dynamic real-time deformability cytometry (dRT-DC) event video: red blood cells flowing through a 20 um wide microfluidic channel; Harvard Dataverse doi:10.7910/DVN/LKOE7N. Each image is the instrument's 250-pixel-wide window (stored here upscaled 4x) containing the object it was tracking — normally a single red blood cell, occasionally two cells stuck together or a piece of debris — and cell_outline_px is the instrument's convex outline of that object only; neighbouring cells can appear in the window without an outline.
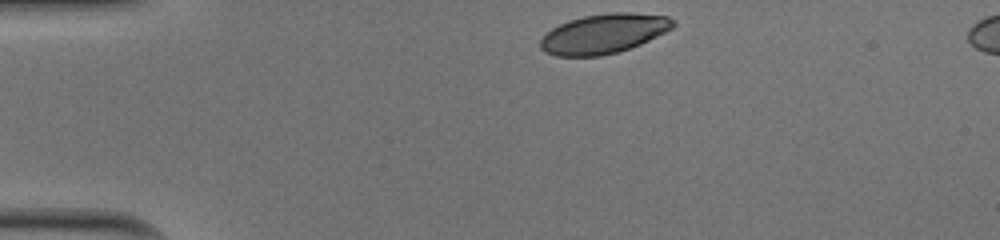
{"species": "human", "species_latin": "Homo sapiens", "temperature_condition": "cold", "stored_images_in_passage": 32, "camera_frame_rate_fps": 3000, "um_per_image_px": 0.085, "donor": {"sex": "male"}, "frame": {"image": 1, "passage_image": 1, "time_ms": 0.0, "image_size_px": [1000, 240], "cell_outline_px": [[676, 24], [672, 28], [640, 44], [620, 52], [600, 56], [556, 56], [544, 52], [540, 48], [540, 40], [552, 28], [568, 20], [584, 16], [608, 12], [632, 12], [668, 16], [676, 20]], "centroid_in_image_um": [51.33, 2.86], "position_along_channel_um": 33.7, "area_um2": 30.75}}
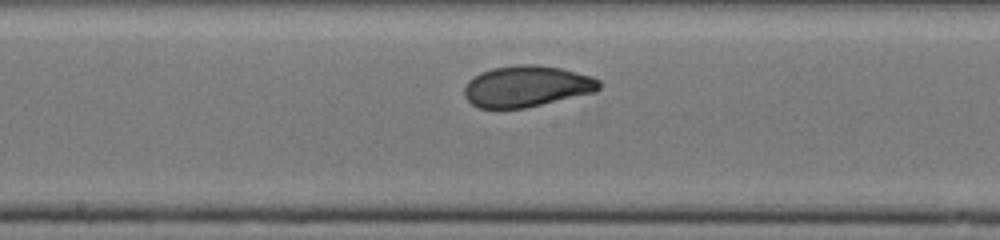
{"frame": {"image": 2, "passage_image": 18, "time_ms": 5.667, "image_size_px": [1000, 240], "cell_outline_px": [[600, 88], [596, 92], [524, 108], [480, 108], [472, 104], [464, 96], [464, 88], [468, 80], [472, 76], [480, 72], [492, 68], [520, 64], [532, 64], [560, 68], [592, 76], [600, 80]], "centroid_in_image_um": [44.75, 7.33], "position_along_channel_um": 203.4, "area_um2": 32.43}}
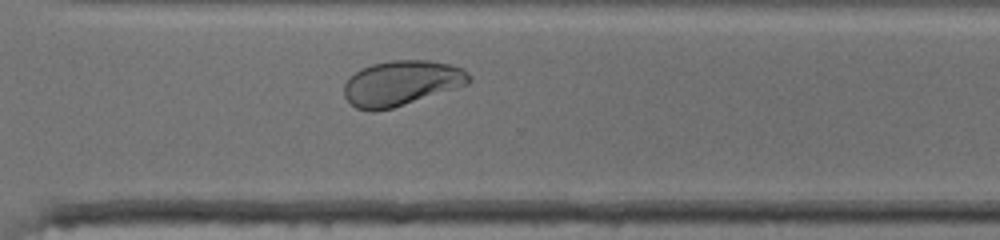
{"frame": {"image": 3, "passage_image": 28, "time_ms": 9.0, "image_size_px": [1000, 240], "cell_outline_px": [[472, 80], [468, 84], [456, 88], [392, 108], [376, 112], [372, 112], [356, 108], [344, 96], [344, 84], [360, 68], [372, 64], [388, 60], [428, 60], [448, 64], [464, 68], [472, 76]], "centroid_in_image_um": [34.13, 7.06], "position_along_channel_um": 336.5, "area_um2": 32.89}, "authors_computed_cell_mechanics": {"area_um2": 32.2813, "velocity_mm_per_s": 3.9888, "shape_relaxation_time_tau1_ms": 4.2262, "shape_relaxation_time_tau2_ms": null, "deformation_change_tau1": 0.1428, "deformation_change_tau2": null}}